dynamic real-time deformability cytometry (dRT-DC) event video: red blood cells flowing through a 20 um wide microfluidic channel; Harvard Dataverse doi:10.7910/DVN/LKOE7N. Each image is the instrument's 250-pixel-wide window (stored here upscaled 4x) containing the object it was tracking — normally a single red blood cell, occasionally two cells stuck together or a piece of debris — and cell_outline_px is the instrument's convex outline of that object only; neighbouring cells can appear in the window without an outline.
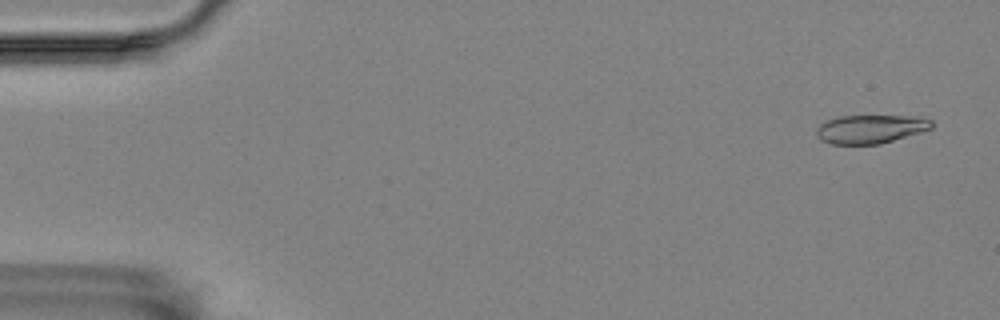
{"species": "Egyptian fruit bat (a non-hibernating species)", "species_latin": "Rousettus aegyptiacus", "temperature_condition": "room temperature", "stored_images_in_passage": 58, "camera_frame_rate_fps": 3000, "um_per_image_px": 0.085, "animal": {"sex": "female"}, "frame": {"image": 1, "passage_image": 3, "time_ms": 0.667, "image_size_px": [1000, 320], "cell_outline_px": [[932, 128], [920, 132], [880, 144], [832, 144], [820, 140], [816, 132], [820, 124], [828, 120], [840, 116], [908, 116], [932, 120]], "centroid_in_image_um": [73.97, 10.97], "position_along_channel_um": 11.0, "area_um2": 18.9}}
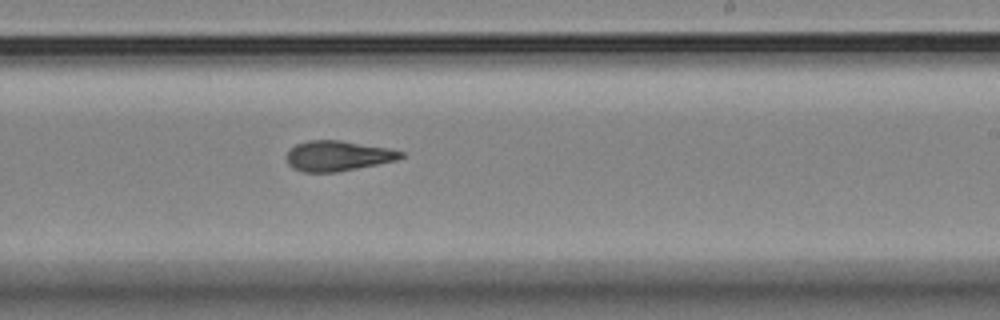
{"frame": {"image": 2, "passage_image": 35, "time_ms": 11.333, "image_size_px": [1000, 320], "cell_outline_px": [[404, 156], [396, 160], [336, 172], [304, 172], [292, 168], [288, 164], [284, 156], [288, 148], [296, 144], [308, 140], [340, 140], [388, 148], [404, 152]], "centroid_in_image_um": [28.63, 13.24], "position_along_channel_um": 260.4, "area_um2": 20.23}}
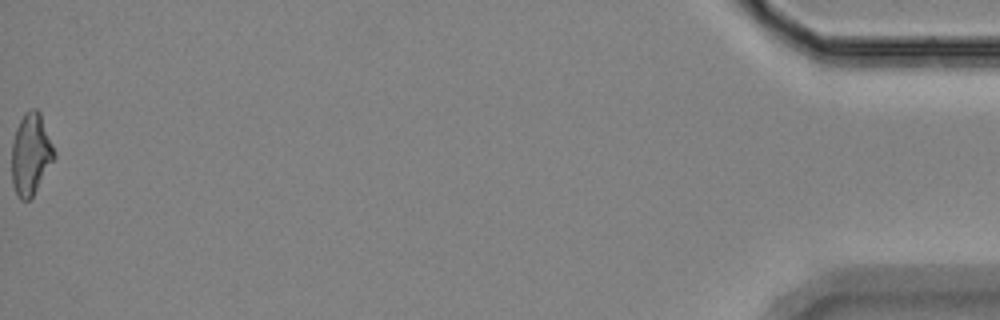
{"frame": {"image": 3, "passage_image": 58, "time_ms": 19.0, "image_size_px": [1000, 320], "cell_outline_px": [[56, 156], [32, 196], [28, 200], [20, 200], [12, 184], [12, 144], [16, 128], [24, 112], [32, 108], [36, 108], [40, 112], [56, 152]], "centroid_in_image_um": [2.62, 13.07], "position_along_channel_um": 432.6, "area_um2": 20.11}, "authors_computed_cell_mechanics": {"area_um2": 20.23, "velocity_mm_per_s": 3.4984, "shape_relaxation_time_tau1_ms": 8.4862, "shape_relaxation_time_tau2_ms": 3.3473, "deformation_change_tau1": 0.228, "deformation_change_tau2": 0.1172}}